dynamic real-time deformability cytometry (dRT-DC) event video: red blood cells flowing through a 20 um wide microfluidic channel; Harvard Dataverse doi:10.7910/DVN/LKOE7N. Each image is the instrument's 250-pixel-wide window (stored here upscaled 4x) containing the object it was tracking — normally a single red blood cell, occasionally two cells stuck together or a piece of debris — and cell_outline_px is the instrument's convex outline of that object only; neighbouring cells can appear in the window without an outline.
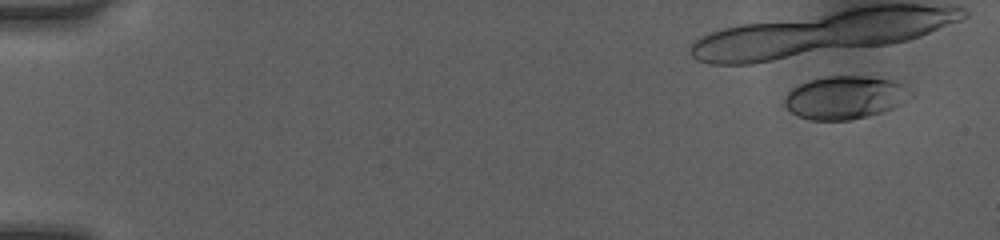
{"species": "human", "species_latin": "Homo sapiens", "temperature_condition": "room temperature", "stored_images_in_passage": 6, "camera_frame_rate_fps": 3000, "um_per_image_px": 0.085, "donor": {"sex": "female"}, "frame": {"image": 1, "passage_image": 1, "time_ms": 0.0, "image_size_px": [1000, 240], "cell_outline_px": [[916, 96], [884, 112], [868, 116], [848, 120], [812, 120], [796, 116], [784, 104], [784, 96], [792, 88], [808, 80], [824, 76], [868, 76], [904, 80], [916, 92]], "centroid_in_image_um": [71.95, 8.26], "position_along_channel_um": 13.0, "area_um2": 32.71}}